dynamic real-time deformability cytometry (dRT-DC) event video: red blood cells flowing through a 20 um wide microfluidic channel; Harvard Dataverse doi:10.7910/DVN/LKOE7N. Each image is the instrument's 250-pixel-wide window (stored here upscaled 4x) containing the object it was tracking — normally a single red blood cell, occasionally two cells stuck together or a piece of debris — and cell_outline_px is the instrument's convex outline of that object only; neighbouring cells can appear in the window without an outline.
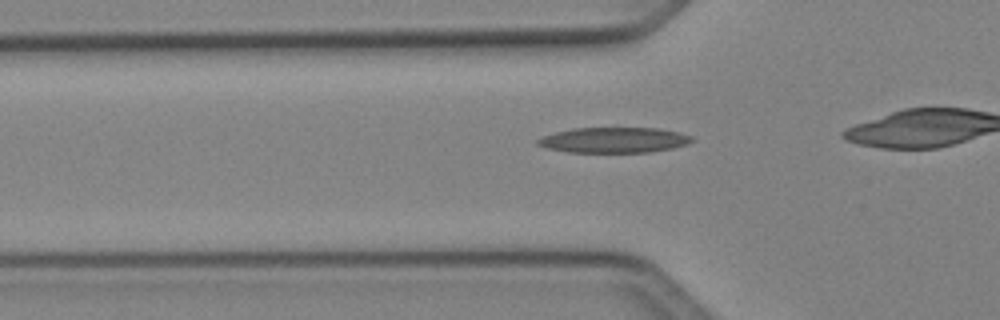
{"species": "Egyptian fruit bat (a non-hibernating species)", "species_latin": "Rousettus aegyptiacus", "temperature_condition": "cold", "stored_images_in_passage": 36, "camera_frame_rate_fps": 3000, "um_per_image_px": 0.085, "animal": {"sex": "female"}, "frame": {"image": 1, "passage_image": 13, "time_ms": 4.0, "image_size_px": [1000, 320], "cell_outline_px": [[696, 140], [688, 144], [672, 148], [652, 152], [568, 152], [548, 148], [536, 144], [536, 140], [544, 136], [556, 132], [572, 128], [660, 128], [680, 132], [692, 136]], "centroid_in_image_um": [52.24, 11.9], "position_along_channel_um": 73.6, "area_um2": 22.95}}
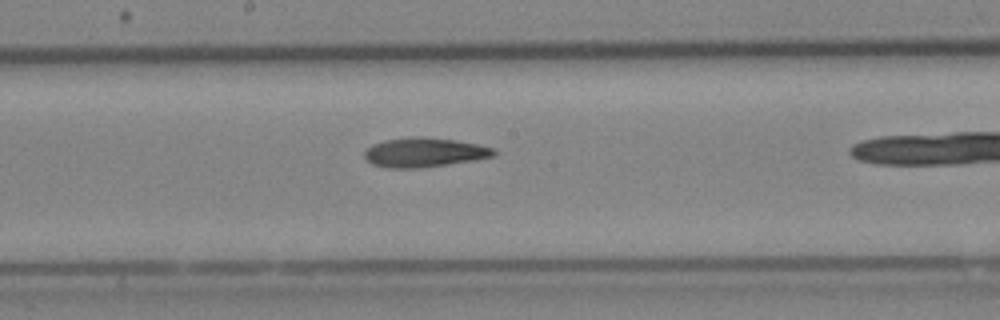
{"frame": {"image": 2, "passage_image": 23, "time_ms": 7.333, "image_size_px": [1000, 320], "cell_outline_px": [[496, 156], [448, 164], [416, 168], [388, 168], [372, 164], [364, 160], [364, 152], [372, 144], [384, 140], [412, 136], [416, 136], [456, 140], [496, 148]], "centroid_in_image_um": [36.04, 12.95], "position_along_channel_um": 212.2, "area_um2": 22.2}}
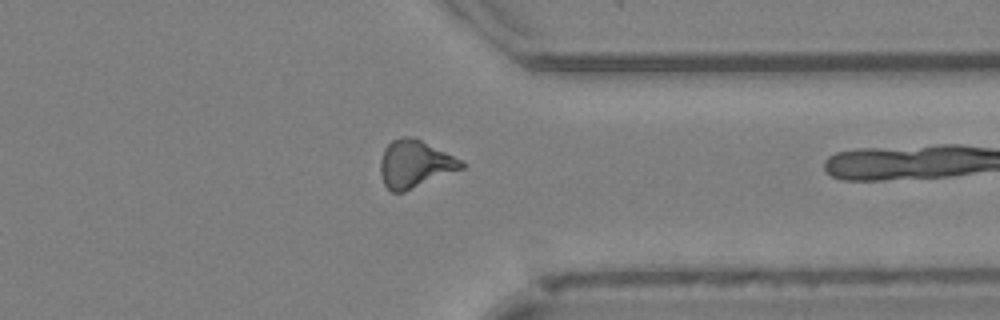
{"frame": {"image": 3, "passage_image": 35, "time_ms": 11.333, "image_size_px": [1000, 320], "cell_outline_px": [[468, 164], [464, 168], [404, 192], [392, 192], [384, 184], [380, 172], [380, 160], [384, 148], [392, 140], [400, 136], [412, 136]], "centroid_in_image_um": [35.23, 13.94], "position_along_channel_um": 376.2, "area_um2": 22.25}}